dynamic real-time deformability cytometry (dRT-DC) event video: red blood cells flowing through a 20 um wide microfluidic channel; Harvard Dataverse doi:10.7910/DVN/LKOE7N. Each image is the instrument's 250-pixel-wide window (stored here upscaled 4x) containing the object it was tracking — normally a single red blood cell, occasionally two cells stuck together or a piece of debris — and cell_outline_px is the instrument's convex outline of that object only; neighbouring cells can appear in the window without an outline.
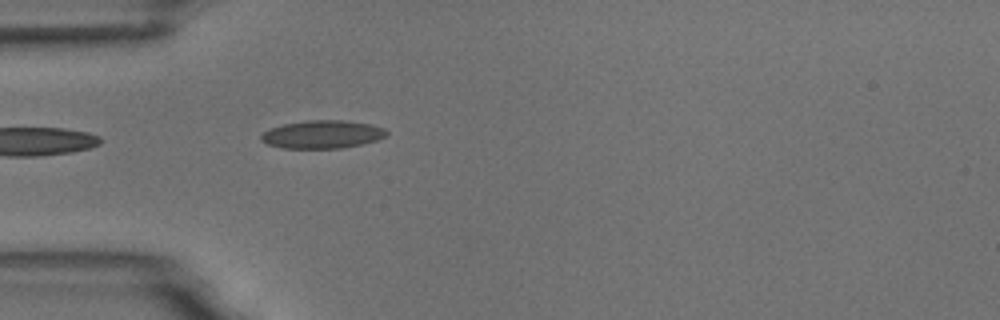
{"species": "common noctule bat (a hibernating species)", "species_latin": "Nyctalus noctula", "temperature_condition": "room temperature", "stored_images_in_passage": 1, "camera_frame_rate_fps": 3000, "um_per_image_px": 0.085, "animal": {"sex": "male", "body_mass_g": 18.8}, "frame": {"image": 1, "passage_image": 1, "time_ms": 0.0, "image_size_px": [1000, 320], "cell_outline_px": [[388, 136], [364, 144], [340, 148], [284, 148], [268, 144], [260, 140], [260, 136], [268, 128], [284, 124], [308, 120], [344, 120], [372, 124], [384, 128], [388, 132]], "centroid_in_image_um": [27.42, 11.42], "position_along_channel_um": 57.6, "area_um2": 20.63}}